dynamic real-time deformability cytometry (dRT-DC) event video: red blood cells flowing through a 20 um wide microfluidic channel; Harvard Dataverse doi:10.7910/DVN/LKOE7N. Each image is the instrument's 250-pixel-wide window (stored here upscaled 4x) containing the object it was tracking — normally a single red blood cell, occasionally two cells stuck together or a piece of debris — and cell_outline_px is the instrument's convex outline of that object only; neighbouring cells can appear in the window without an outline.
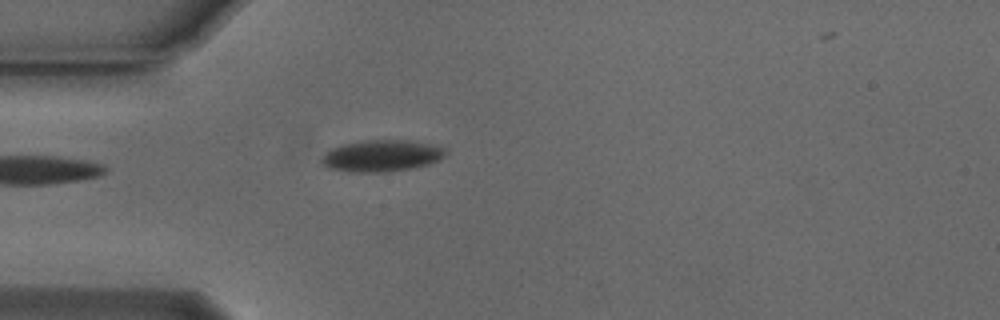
{"species": "Egyptian fruit bat (a non-hibernating species)", "species_latin": "Rousettus aegyptiacus", "temperature_condition": "cold", "stored_images_in_passage": 33, "camera_frame_rate_fps": 3000, "um_per_image_px": 0.085, "animal": {"sex": "male"}, "frame": {"image": 1, "passage_image": 1, "time_ms": 0.0, "image_size_px": [1000, 320], "cell_outline_px": [[448, 152], [440, 160], [428, 164], [412, 168], [384, 172], [348, 172], [328, 168], [320, 160], [324, 152], [340, 144], [364, 140], [408, 140], [428, 144], [444, 148]], "centroid_in_image_um": [32.4, 13.24], "position_along_channel_um": 52.6, "area_um2": 22.95}}
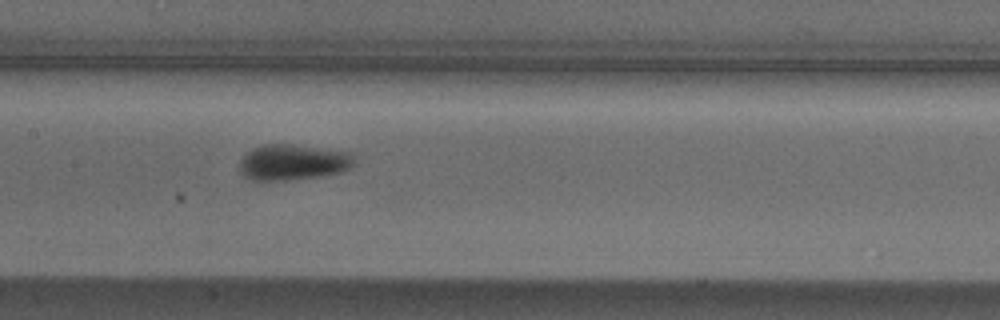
{"frame": {"image": 2, "passage_image": 12, "time_ms": 3.667, "image_size_px": [1000, 320], "cell_outline_px": [[356, 160], [352, 168], [340, 172], [320, 176], [284, 180], [252, 180], [244, 176], [240, 172], [240, 160], [244, 152], [252, 148], [264, 144], [284, 144], [352, 152], [356, 156]], "centroid_in_image_um": [24.91, 13.78], "position_along_channel_um": 182.5, "area_um2": 24.04}}
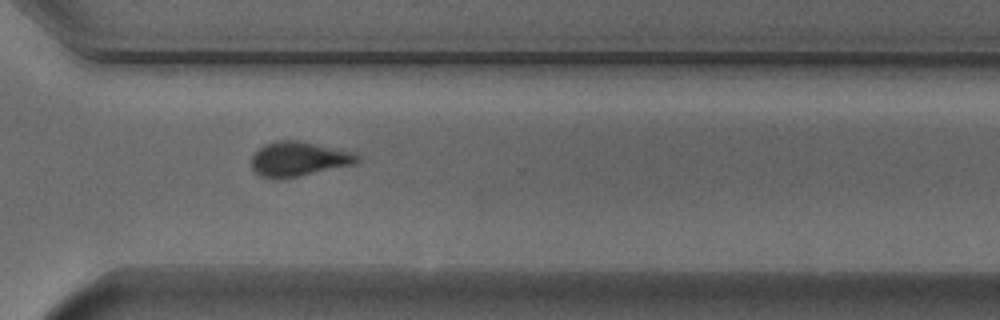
{"frame": {"image": 3, "passage_image": 25, "time_ms": 8.0, "image_size_px": [1000, 320], "cell_outline_px": [[360, 160], [356, 164], [276, 180], [272, 180], [260, 176], [252, 168], [252, 156], [264, 144], [280, 140], [300, 140], [356, 152], [360, 156]], "centroid_in_image_um": [25.42, 13.51], "position_along_channel_um": 345.2, "area_um2": 21.5}, "authors_computed_cell_mechanics": {"area_um2": 22.1374, "velocity_mm_per_s": 3.7619, "shape_relaxation_time_tau1_ms": 2.5108, "shape_relaxation_time_tau2_ms": null, "deformation_change_tau1": 0.0998, "deformation_change_tau2": null}}